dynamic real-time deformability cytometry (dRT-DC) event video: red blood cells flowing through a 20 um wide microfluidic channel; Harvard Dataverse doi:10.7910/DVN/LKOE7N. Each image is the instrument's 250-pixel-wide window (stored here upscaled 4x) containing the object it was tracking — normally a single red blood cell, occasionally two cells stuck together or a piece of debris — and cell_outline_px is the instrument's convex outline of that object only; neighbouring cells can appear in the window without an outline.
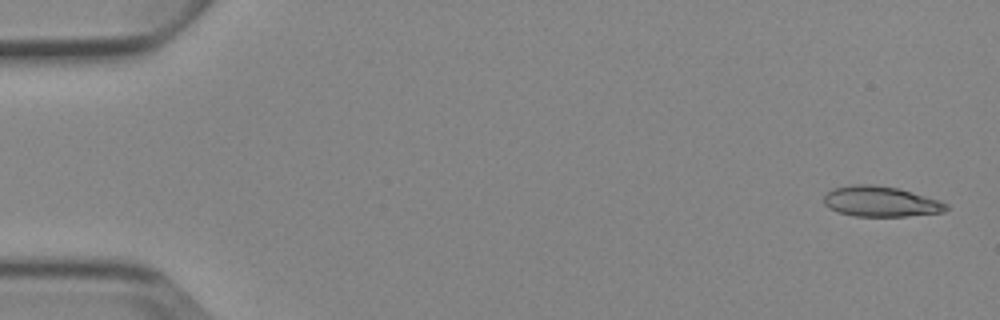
{"species": "Egyptian fruit bat (a non-hibernating species)", "species_latin": "Rousettus aegyptiacus", "temperature_condition": "cold", "stored_images_in_passage": 5, "camera_frame_rate_fps": 3000, "um_per_image_px": 0.085, "animal": {"sex": "female"}, "frame": {"image": 1, "passage_image": 1, "time_ms": 0.0, "image_size_px": [1000, 320], "cell_outline_px": [[948, 208], [944, 212], [904, 216], [856, 216], [840, 212], [828, 208], [824, 204], [824, 196], [832, 188], [852, 184], [876, 184], [900, 188], [940, 200], [948, 204]], "centroid_in_image_um": [74.87, 17.11], "position_along_channel_um": 10.1, "area_um2": 21.85}}
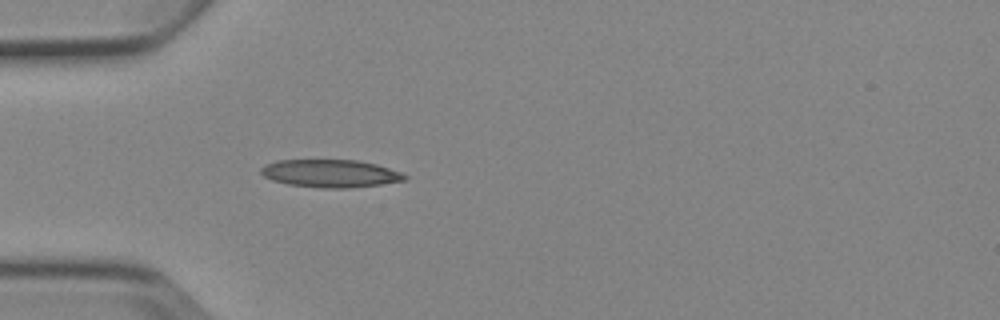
{"frame": {"image": 2, "passage_image": 5, "time_ms": 4.667, "image_size_px": [1000, 320], "cell_outline_px": [[408, 180], [380, 184], [348, 188], [320, 188], [288, 184], [272, 180], [264, 176], [260, 172], [260, 168], [264, 164], [276, 160], [356, 160], [376, 164], [400, 172], [408, 176]], "centroid_in_image_um": [28.06, 14.74], "position_along_channel_um": 56.9, "area_um2": 23.29}}